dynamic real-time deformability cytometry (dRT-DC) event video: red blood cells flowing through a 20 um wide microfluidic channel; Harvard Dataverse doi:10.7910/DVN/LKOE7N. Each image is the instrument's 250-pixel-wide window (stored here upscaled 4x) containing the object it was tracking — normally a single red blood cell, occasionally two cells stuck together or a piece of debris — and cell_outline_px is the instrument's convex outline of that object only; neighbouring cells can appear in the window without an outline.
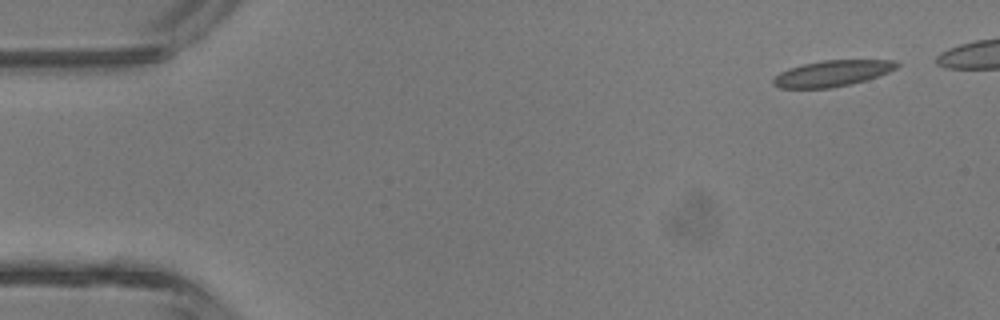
{"species": "common noctule bat (a hibernating species)", "species_latin": "Nyctalus noctula", "temperature_condition": "room temperature", "stored_images_in_passage": 3, "camera_frame_rate_fps": 3000, "um_per_image_px": 0.085, "animal": {"sex": "male", "body_mass_g": 13.3}, "frame": {"image": 1, "passage_image": 1, "time_ms": 0.0, "image_size_px": [1000, 320], "cell_outline_px": [[900, 64], [896, 68], [888, 72], [852, 84], [828, 88], [780, 88], [772, 84], [772, 80], [780, 72], [788, 68], [804, 64], [824, 60], [892, 60]], "centroid_in_image_um": [70.71, 6.24], "position_along_channel_um": 14.3, "area_um2": 18.55}}